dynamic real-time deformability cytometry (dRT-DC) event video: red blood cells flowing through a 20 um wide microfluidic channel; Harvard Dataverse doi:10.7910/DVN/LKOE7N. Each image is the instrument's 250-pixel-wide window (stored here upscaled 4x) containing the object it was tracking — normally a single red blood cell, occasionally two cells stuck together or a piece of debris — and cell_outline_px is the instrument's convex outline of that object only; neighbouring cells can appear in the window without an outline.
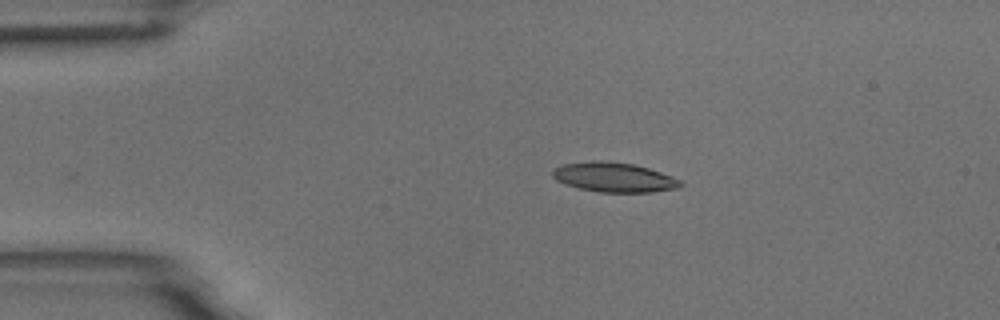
{"species": "common noctule bat (a hibernating species)", "species_latin": "Nyctalus noctula", "temperature_condition": "room temperature", "stored_images_in_passage": 4, "camera_frame_rate_fps": 3000, "um_per_image_px": 0.085, "animal": {"sex": "male", "body_mass_g": 18.8}, "frame": {"image": 1, "passage_image": 4, "time_ms": 1.0, "image_size_px": [1000, 320], "cell_outline_px": [[684, 184], [680, 188], [652, 192], [600, 192], [580, 188], [556, 180], [552, 176], [552, 168], [564, 164], [592, 160], [604, 160], [632, 164], [648, 168], [660, 172], [680, 180]], "centroid_in_image_um": [52.19, 15.06], "position_along_channel_um": 32.8, "area_um2": 22.02}}